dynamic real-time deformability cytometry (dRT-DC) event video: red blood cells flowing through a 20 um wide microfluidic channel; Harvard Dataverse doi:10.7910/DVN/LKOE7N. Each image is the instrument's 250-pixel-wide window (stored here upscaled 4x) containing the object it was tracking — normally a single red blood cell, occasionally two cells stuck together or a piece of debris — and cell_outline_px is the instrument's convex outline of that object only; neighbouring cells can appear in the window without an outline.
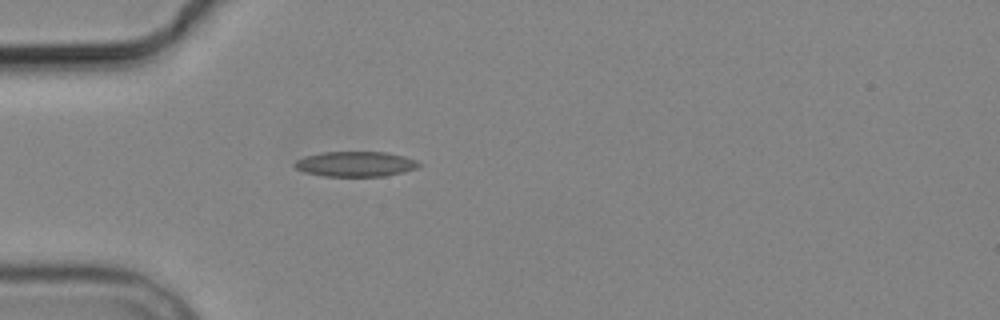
{"species": "common noctule bat (a hibernating species)", "species_latin": "Nyctalus noctula", "temperature_condition": "cold", "stored_images_in_passage": 1, "camera_frame_rate_fps": 3000, "um_per_image_px": 0.085, "animal": {"sex": "male", "body_mass_g": 19.2, "forearm_length_mm": 51.8}, "frame": {"image": 1, "passage_image": 1, "time_ms": 0.0, "image_size_px": [1000, 320], "cell_outline_px": [[420, 164], [416, 168], [404, 172], [384, 176], [324, 176], [304, 172], [296, 168], [292, 164], [296, 160], [304, 156], [324, 152], [388, 152], [404, 156], [416, 160]], "centroid_in_image_um": [30.2, 13.94], "position_along_channel_um": 54.8, "area_um2": 18.21}}